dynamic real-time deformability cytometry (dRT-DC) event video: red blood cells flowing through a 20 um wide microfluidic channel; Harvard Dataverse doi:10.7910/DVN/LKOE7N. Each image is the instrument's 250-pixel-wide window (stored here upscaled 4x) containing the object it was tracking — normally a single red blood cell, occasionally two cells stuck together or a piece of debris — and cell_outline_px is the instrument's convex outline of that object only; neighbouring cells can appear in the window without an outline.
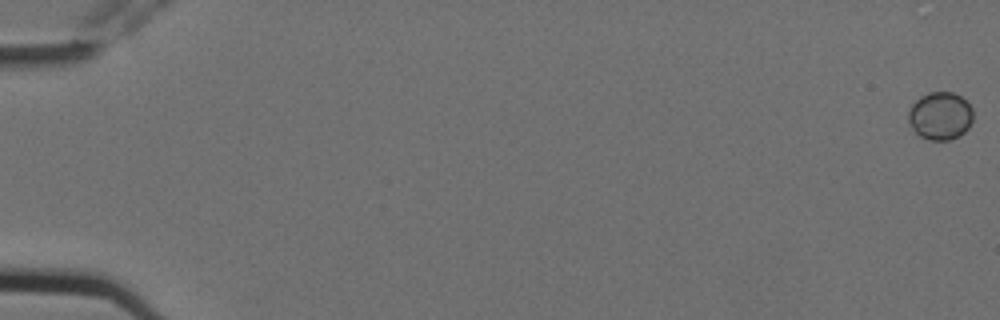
{"species": "Egyptian fruit bat (a non-hibernating species)", "species_latin": "Rousettus aegyptiacus", "temperature_condition": "cold", "stored_images_in_passage": 3, "camera_frame_rate_fps": 3000, "um_per_image_px": 0.085, "animal": {"sex": "female"}, "frame": {"image": 1, "passage_image": 1, "time_ms": 0.0, "image_size_px": [1000, 320], "cell_outline_px": [[972, 120], [968, 128], [960, 136], [948, 140], [928, 140], [920, 136], [912, 128], [908, 120], [908, 112], [912, 104], [920, 96], [928, 92], [952, 92], [960, 96], [972, 108]], "centroid_in_image_um": [79.9, 9.85], "position_along_channel_um": 5.1, "area_um2": 18.03}}
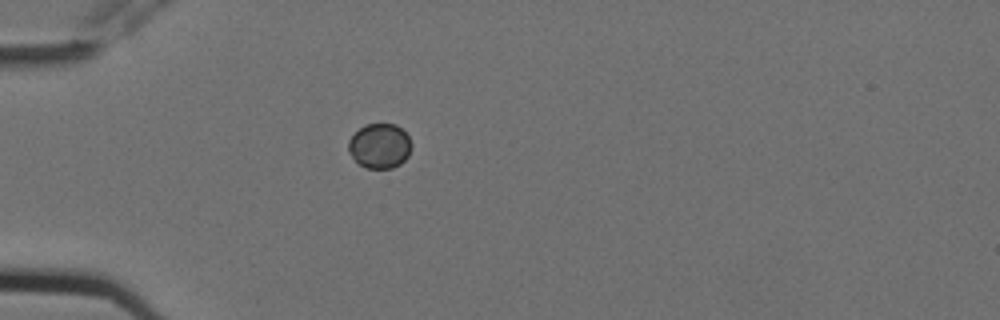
{"frame": {"image": 2, "passage_image": 3, "time_ms": 0.667, "image_size_px": [1000, 320], "cell_outline_px": [[412, 144], [408, 156], [400, 164], [392, 168], [364, 168], [348, 152], [348, 140], [364, 124], [396, 124], [408, 136]], "centroid_in_image_um": [32.27, 12.4], "position_along_channel_um": 52.7, "area_um2": 16.42}}